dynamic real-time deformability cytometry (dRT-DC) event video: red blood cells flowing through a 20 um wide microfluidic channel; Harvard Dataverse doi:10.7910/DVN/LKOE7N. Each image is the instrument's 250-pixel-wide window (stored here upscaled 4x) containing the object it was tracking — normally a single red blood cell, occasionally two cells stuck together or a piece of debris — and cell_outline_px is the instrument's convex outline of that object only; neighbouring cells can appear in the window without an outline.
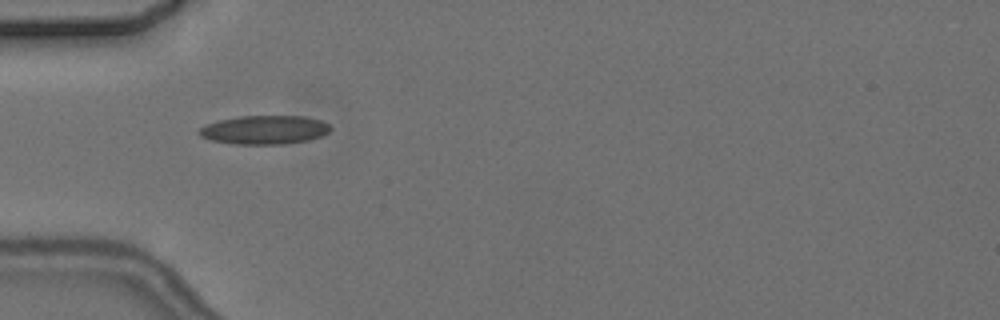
{"species": "common noctule bat (a hibernating species)", "species_latin": "Nyctalus noctula", "temperature_condition": "cold", "stored_images_in_passage": 5, "camera_frame_rate_fps": 3000, "um_per_image_px": 0.085, "animal": {"sex": "female", "body_mass_g": 24.6, "forearm_length_mm": 56.2}, "frame": {"image": 1, "passage_image": 5, "time_ms": 4.667, "image_size_px": [1000, 320], "cell_outline_px": [[332, 128], [328, 132], [320, 136], [308, 140], [284, 144], [232, 144], [212, 140], [200, 136], [196, 132], [204, 124], [220, 120], [240, 116], [304, 116], [320, 120], [328, 124]], "centroid_in_image_um": [22.45, 11.03], "position_along_channel_um": 62.5, "area_um2": 22.02}}